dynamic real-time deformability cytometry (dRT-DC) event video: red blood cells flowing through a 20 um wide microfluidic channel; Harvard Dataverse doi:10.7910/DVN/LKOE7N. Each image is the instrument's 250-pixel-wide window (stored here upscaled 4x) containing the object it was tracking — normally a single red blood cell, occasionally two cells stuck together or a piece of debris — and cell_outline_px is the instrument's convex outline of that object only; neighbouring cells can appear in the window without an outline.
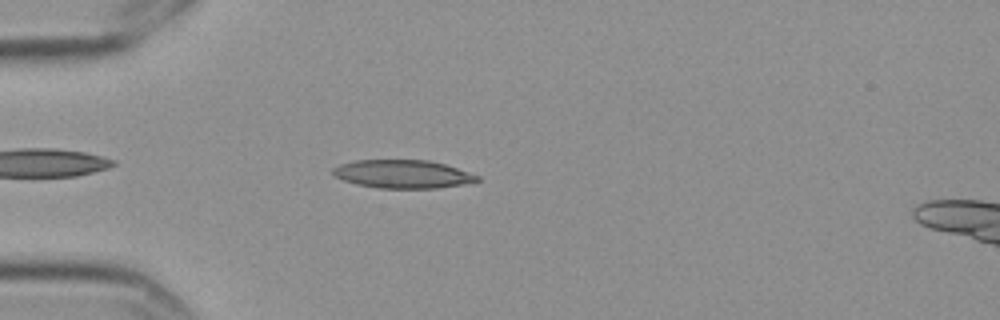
{"species": "Egyptian fruit bat (a non-hibernating species)", "species_latin": "Rousettus aegyptiacus", "temperature_condition": "cold", "stored_images_in_passage": 4, "camera_frame_rate_fps": 3000, "um_per_image_px": 0.085, "frame": {"image": 1, "passage_image": 4, "time_ms": 1.0, "image_size_px": [1000, 320], "cell_outline_px": [[480, 180], [464, 184], [436, 188], [380, 188], [356, 184], [332, 176], [332, 168], [340, 164], [356, 160], [428, 160], [444, 164], [480, 176]], "centroid_in_image_um": [34.2, 14.79], "position_along_channel_um": 50.8, "area_um2": 23.7}}